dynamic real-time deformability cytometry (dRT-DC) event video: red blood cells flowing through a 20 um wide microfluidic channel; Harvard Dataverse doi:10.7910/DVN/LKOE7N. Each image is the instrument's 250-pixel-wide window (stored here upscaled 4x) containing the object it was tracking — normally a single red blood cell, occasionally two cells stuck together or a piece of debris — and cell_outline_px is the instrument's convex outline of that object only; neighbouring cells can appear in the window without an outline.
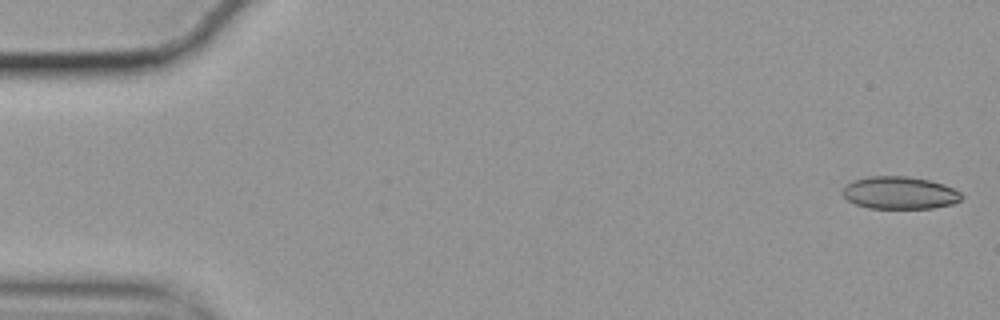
{"species": "common noctule bat (a hibernating species)", "species_latin": "Nyctalus noctula", "temperature_condition": "cold", "stored_images_in_passage": 56, "camera_frame_rate_fps": 3000, "um_per_image_px": 0.085, "animal": {"sex": "female", "body_mass_g": 19.9}, "frame": {"image": 1, "passage_image": 1, "time_ms": 0.0, "image_size_px": [1000, 320], "cell_outline_px": [[964, 196], [960, 200], [952, 204], [932, 208], [868, 208], [856, 204], [848, 200], [840, 192], [852, 180], [868, 176], [908, 176], [928, 180], [944, 184], [960, 192]], "centroid_in_image_um": [76.46, 16.38], "position_along_channel_um": 8.5, "area_um2": 22.54}}
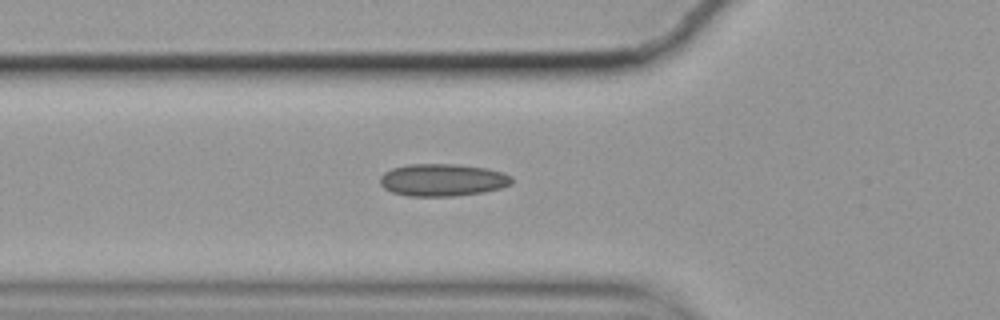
{"frame": {"image": 2, "passage_image": 19, "time_ms": 6.0, "image_size_px": [1000, 320], "cell_outline_px": [[512, 184], [500, 188], [484, 192], [452, 196], [408, 196], [392, 192], [384, 188], [380, 184], [380, 176], [384, 172], [392, 168], [408, 164], [456, 164], [488, 168], [504, 172], [512, 176]], "centroid_in_image_um": [37.63, 15.29], "position_along_channel_um": 88.2, "area_um2": 25.03}}
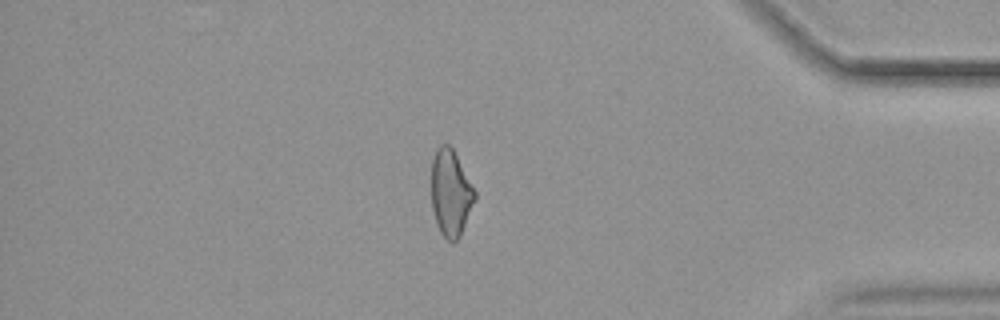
{"frame": {"image": 3, "passage_image": 48, "time_ms": 15.667, "image_size_px": [1000, 320], "cell_outline_px": [[476, 200], [460, 236], [452, 244], [440, 232], [436, 224], [432, 208], [432, 160], [436, 148], [440, 144], [448, 144], [452, 148], [476, 192]], "centroid_in_image_um": [38.31, 16.42], "position_along_channel_um": 396.9, "area_um2": 21.85}, "authors_computed_cell_mechanics": {"area_um2": 23.0622, "velocity_mm_per_s": 3.5315, "shape_relaxation_time_tau1_ms": null, "shape_relaxation_time_tau2_ms": 2.5766, "deformation_change_tau1": null, "deformation_change_tau2": 0.0948}}